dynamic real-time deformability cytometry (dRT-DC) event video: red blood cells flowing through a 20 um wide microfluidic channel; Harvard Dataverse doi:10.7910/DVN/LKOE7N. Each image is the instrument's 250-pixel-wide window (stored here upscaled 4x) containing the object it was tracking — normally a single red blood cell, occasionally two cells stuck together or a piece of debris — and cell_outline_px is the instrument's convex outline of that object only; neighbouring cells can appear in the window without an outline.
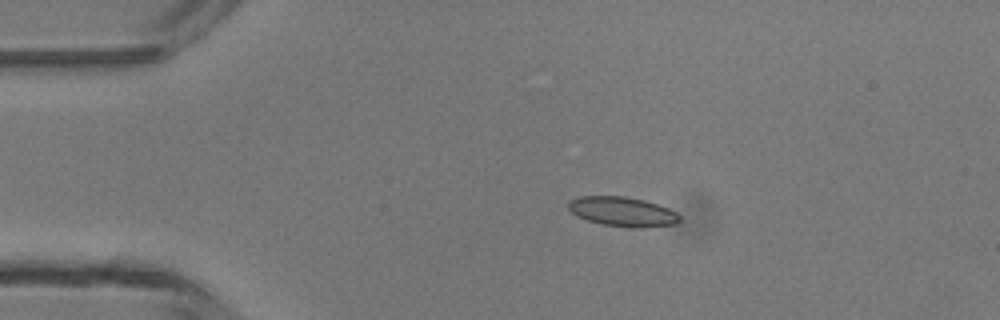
{"species": "common noctule bat (a hibernating species)", "species_latin": "Nyctalus noctula", "temperature_condition": "room temperature", "stored_images_in_passage": 38, "camera_frame_rate_fps": 3000, "um_per_image_px": 0.085, "animal": {"sex": "male", "body_mass_g": 13.3}, "frame": {"image": 1, "passage_image": 1, "time_ms": 0.0, "image_size_px": [1000, 320], "cell_outline_px": [[680, 220], [676, 224], [640, 228], [632, 228], [600, 224], [576, 216], [568, 208], [568, 200], [580, 196], [624, 196], [644, 200], [668, 208], [676, 212], [680, 216]], "centroid_in_image_um": [52.9, 17.99], "position_along_channel_um": 32.1, "area_um2": 19.25}}
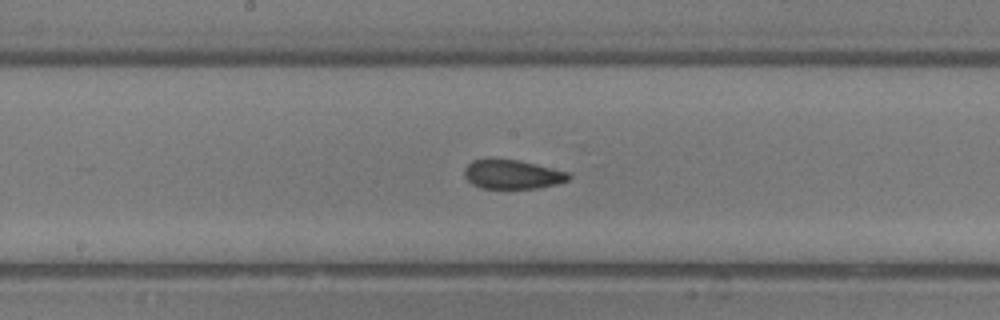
{"frame": {"image": 2, "passage_image": 16, "time_ms": 5.0, "image_size_px": [1000, 320], "cell_outline_px": [[572, 176], [568, 180], [560, 184], [536, 188], [480, 188], [472, 184], [464, 176], [464, 168], [472, 160], [516, 160], [536, 164], [572, 172]], "centroid_in_image_um": [43.61, 14.84], "position_along_channel_um": 204.6, "area_um2": 17.69}}
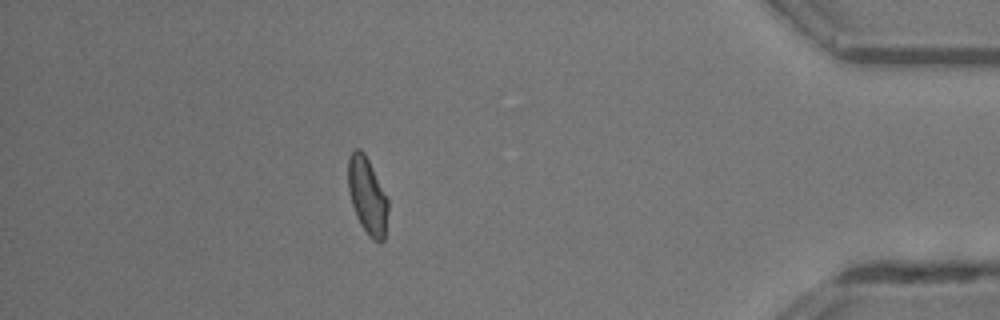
{"frame": {"image": 3, "passage_image": 33, "time_ms": 10.667, "image_size_px": [1000, 320], "cell_outline_px": [[388, 208], [384, 240], [380, 244], [372, 240], [368, 236], [360, 224], [356, 216], [352, 204], [348, 188], [348, 156], [356, 148], [360, 148], [364, 152], [388, 200]], "centroid_in_image_um": [31.21, 16.68], "position_along_channel_um": 404.0, "area_um2": 17.8}, "authors_computed_cell_mechanics": {"area_um2": 18.0336, "velocity_mm_per_s": 4.3769, "shape_relaxation_time_tau1_ms": null, "shape_relaxation_time_tau2_ms": 1.1244, "deformation_change_tau1": null, "deformation_change_tau2": 0.0751}}